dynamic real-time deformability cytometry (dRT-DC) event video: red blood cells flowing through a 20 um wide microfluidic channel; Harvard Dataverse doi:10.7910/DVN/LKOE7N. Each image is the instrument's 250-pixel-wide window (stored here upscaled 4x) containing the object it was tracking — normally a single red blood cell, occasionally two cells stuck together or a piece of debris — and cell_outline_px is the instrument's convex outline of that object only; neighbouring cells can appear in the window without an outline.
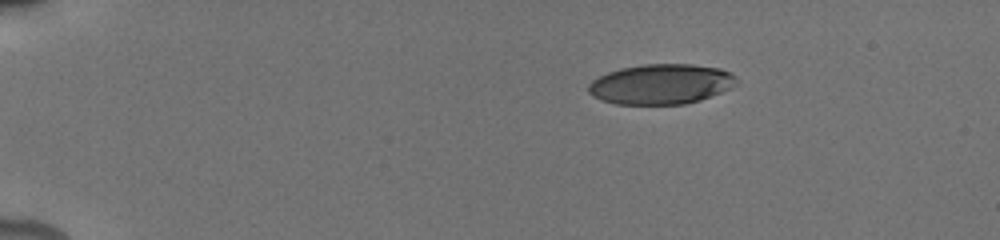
{"species": "human", "species_latin": "Homo sapiens", "temperature_condition": "cold", "stored_images_in_passage": 9, "camera_frame_rate_fps": 3000, "um_per_image_px": 0.085, "donor": {"sex": "male"}, "frame": {"image": 1, "passage_image": 1, "time_ms": 0.0, "image_size_px": [1000, 240], "cell_outline_px": [[736, 84], [732, 88], [700, 100], [684, 104], [616, 104], [600, 100], [592, 96], [588, 92], [588, 84], [592, 80], [608, 72], [620, 68], [644, 64], [692, 64], [720, 68], [732, 72], [736, 76]], "centroid_in_image_um": [56.19, 7.15], "position_along_channel_um": 28.8, "area_um2": 34.85}}
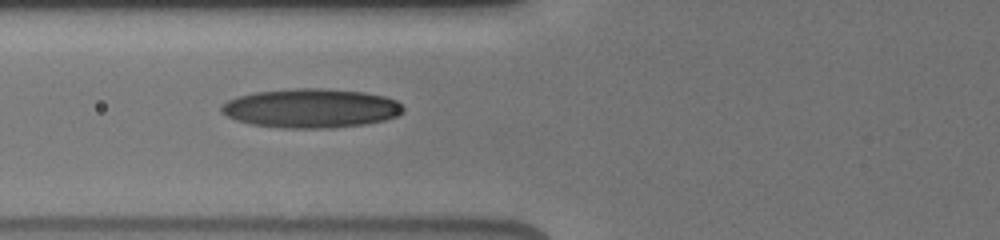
{"frame": {"image": 2, "passage_image": 8, "time_ms": 4.333, "image_size_px": [1000, 240], "cell_outline_px": [[404, 112], [396, 116], [384, 120], [364, 124], [332, 128], [280, 128], [252, 124], [236, 120], [220, 112], [220, 104], [236, 96], [256, 92], [292, 88], [324, 88], [364, 92], [384, 96], [396, 100], [404, 108]], "centroid_in_image_um": [26.41, 9.2], "position_along_channel_um": 99.4, "area_um2": 41.67}}
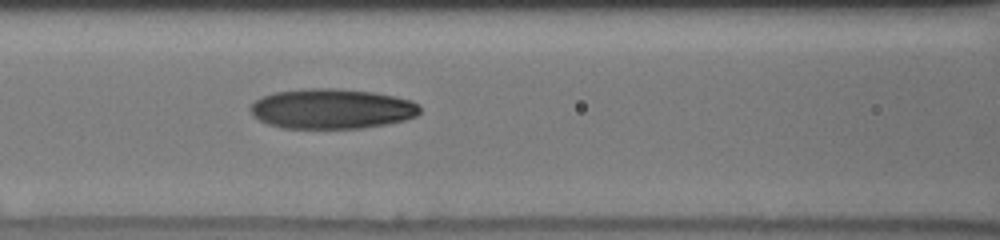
{"frame": {"image": 3, "passage_image": 9, "time_ms": 5.333, "image_size_px": [1000, 240], "cell_outline_px": [[420, 112], [416, 116], [404, 120], [384, 124], [360, 128], [284, 128], [268, 124], [252, 116], [248, 108], [256, 100], [272, 92], [308, 88], [336, 88], [372, 92], [396, 96], [412, 100], [420, 104]], "centroid_in_image_um": [28.19, 9.24], "position_along_channel_um": 138.4, "area_um2": 39.71}}